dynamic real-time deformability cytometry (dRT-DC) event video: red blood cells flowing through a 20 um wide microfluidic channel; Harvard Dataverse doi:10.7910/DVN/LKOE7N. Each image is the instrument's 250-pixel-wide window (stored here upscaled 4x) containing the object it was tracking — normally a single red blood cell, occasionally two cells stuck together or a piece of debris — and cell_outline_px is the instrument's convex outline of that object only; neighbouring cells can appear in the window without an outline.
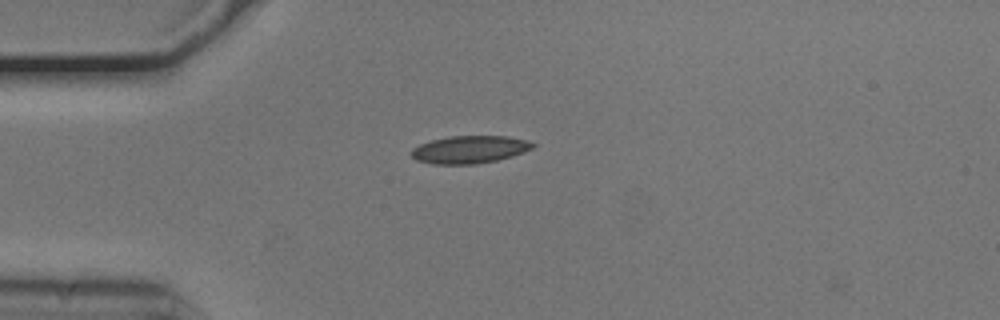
{"species": "common noctule bat (a hibernating species)", "species_latin": "Nyctalus noctula", "temperature_condition": "cold", "stored_images_in_passage": 3, "camera_frame_rate_fps": 3000, "um_per_image_px": 0.085, "animal": {"sex": "male", "body_mass_g": 20.5, "forearm_length_mm": 52.5}, "frame": {"image": 1, "passage_image": 1, "time_ms": 0.0, "image_size_px": [1000, 320], "cell_outline_px": [[536, 144], [532, 148], [524, 152], [512, 156], [496, 160], [476, 164], [432, 164], [416, 160], [412, 156], [412, 148], [420, 144], [432, 140], [448, 136], [508, 136], [528, 140]], "centroid_in_image_um": [39.93, 12.7], "position_along_channel_um": 45.1, "area_um2": 19.54}}
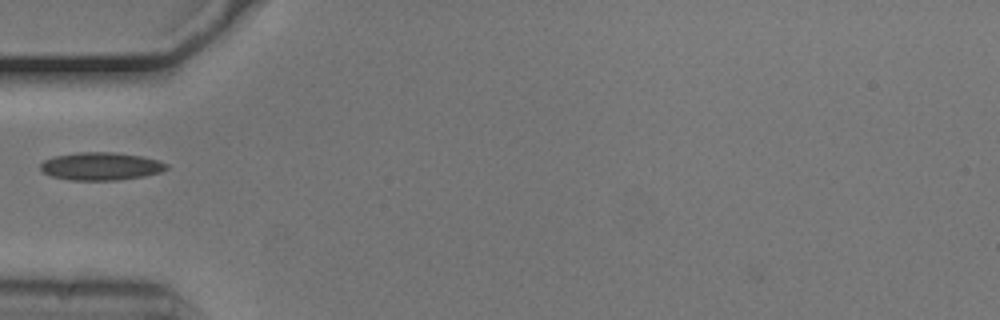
{"frame": {"image": 2, "passage_image": 2, "time_ms": 0.333, "image_size_px": [1000, 320], "cell_outline_px": [[168, 168], [160, 172], [144, 176], [116, 180], [68, 180], [52, 176], [44, 172], [40, 168], [40, 164], [44, 160], [56, 156], [80, 152], [116, 152], [144, 156], [160, 160], [168, 164]], "centroid_in_image_um": [8.62, 14.12], "position_along_channel_um": 76.4, "area_um2": 20.52}}